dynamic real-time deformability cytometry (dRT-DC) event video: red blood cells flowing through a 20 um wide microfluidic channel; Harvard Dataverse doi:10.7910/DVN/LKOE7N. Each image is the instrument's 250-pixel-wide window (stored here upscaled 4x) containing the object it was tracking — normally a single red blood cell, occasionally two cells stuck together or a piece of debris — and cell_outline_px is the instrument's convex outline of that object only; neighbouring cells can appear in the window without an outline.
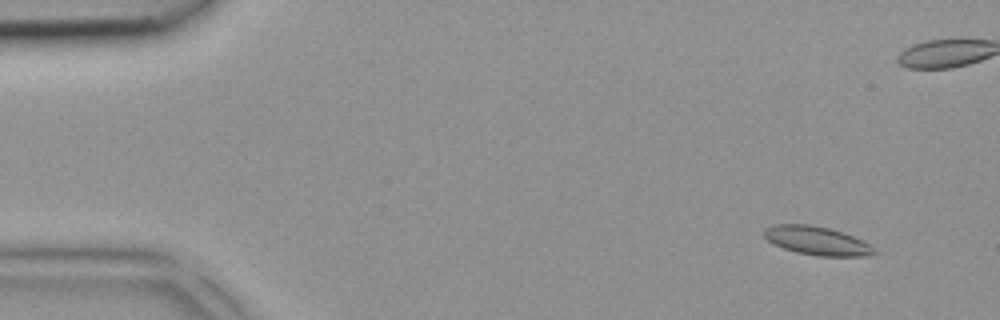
{"species": "common noctule bat (a hibernating species)", "species_latin": "Nyctalus noctula", "temperature_condition": "room temperature", "stored_images_in_passage": 6, "camera_frame_rate_fps": 3000, "um_per_image_px": 0.085, "animal": {"sex": "female", "body_mass_g": 18.4}, "frame": {"image": 1, "passage_image": 2, "time_ms": 0.333, "image_size_px": [1000, 320], "cell_outline_px": [[880, 252], [872, 256], [816, 256], [796, 252], [784, 248], [768, 240], [764, 236], [764, 228], [772, 224], [812, 224], [828, 228], [864, 240]], "centroid_in_image_um": [69.48, 20.47], "position_along_channel_um": 15.5, "area_um2": 18.5}}